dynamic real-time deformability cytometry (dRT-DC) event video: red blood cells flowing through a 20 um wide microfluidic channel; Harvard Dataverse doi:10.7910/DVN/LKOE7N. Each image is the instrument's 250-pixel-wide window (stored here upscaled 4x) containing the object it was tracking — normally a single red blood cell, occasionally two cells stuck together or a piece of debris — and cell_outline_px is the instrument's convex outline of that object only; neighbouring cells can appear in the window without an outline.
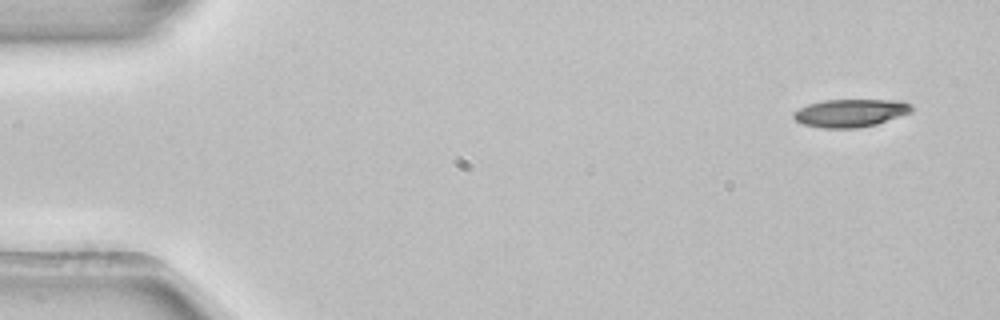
{"species": "common noctule bat (a hibernating species)", "species_latin": "Nyctalus noctula", "temperature_condition": "room temperature", "stored_images_in_passage": 6, "camera_frame_rate_fps": 3000, "um_per_image_px": 0.085, "animal": {"sex": "female", "body_mass_g": 22.7, "forearm_length_mm": 54.2}, "frame": {"image": 1, "passage_image": 1, "time_ms": 0.0, "image_size_px": [1000, 320], "cell_outline_px": [[912, 112], [876, 124], [860, 128], [824, 128], [800, 124], [792, 116], [792, 112], [808, 104], [824, 100], [904, 100], [912, 104]], "centroid_in_image_um": [72.29, 9.6], "position_along_channel_um": 12.7, "area_um2": 19.36}}
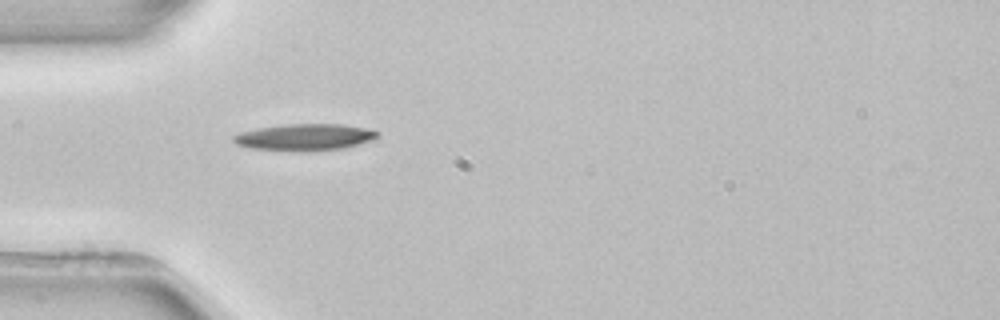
{"frame": {"image": 2, "passage_image": 3, "time_ms": 0.667, "image_size_px": [1000, 320], "cell_outline_px": [[376, 136], [372, 140], [360, 144], [344, 148], [300, 152], [248, 148], [236, 144], [232, 140], [232, 136], [240, 132], [260, 128], [284, 124], [344, 124], [364, 128], [376, 132]], "centroid_in_image_um": [25.84, 11.67], "position_along_channel_um": 59.2, "area_um2": 22.37}}